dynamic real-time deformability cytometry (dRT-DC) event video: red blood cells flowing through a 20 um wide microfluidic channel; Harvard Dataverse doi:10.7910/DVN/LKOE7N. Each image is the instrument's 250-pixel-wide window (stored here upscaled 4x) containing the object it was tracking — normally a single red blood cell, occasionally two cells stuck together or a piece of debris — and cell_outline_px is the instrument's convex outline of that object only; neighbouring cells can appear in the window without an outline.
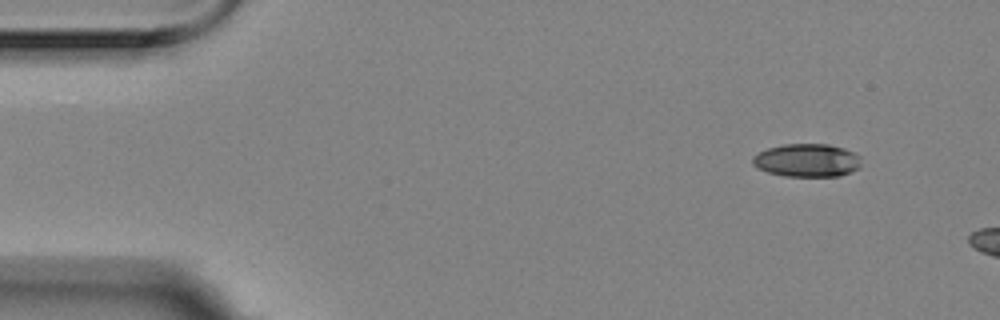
{"species": "Egyptian fruit bat (a non-hibernating species)", "species_latin": "Rousettus aegyptiacus", "temperature_condition": "room temperature", "stored_images_in_passage": 3, "camera_frame_rate_fps": 3000, "um_per_image_px": 0.085, "animal": {"sex": "female"}, "frame": {"image": 1, "passage_image": 1, "time_ms": 0.0, "image_size_px": [1000, 320], "cell_outline_px": [[860, 168], [840, 176], [784, 176], [768, 172], [752, 164], [752, 156], [768, 148], [784, 144], [828, 144], [844, 148], [860, 156]], "centroid_in_image_um": [68.61, 13.63], "position_along_channel_um": 16.4, "area_um2": 20.92}}